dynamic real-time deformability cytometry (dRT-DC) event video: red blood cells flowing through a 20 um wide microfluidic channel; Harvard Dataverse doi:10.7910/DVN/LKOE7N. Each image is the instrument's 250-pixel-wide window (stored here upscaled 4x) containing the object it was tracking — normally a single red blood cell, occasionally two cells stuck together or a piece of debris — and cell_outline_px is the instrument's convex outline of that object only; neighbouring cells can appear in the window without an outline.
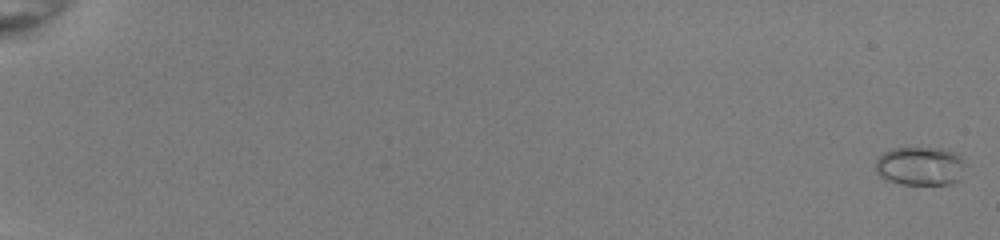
{"species": "common noctule bat (a hibernating species)", "species_latin": "Nyctalus noctula", "temperature_condition": "room temperature", "stored_images_in_passage": 54, "camera_frame_rate_fps": 3000, "um_per_image_px": 0.085, "animal": {"sex": "female", "body_mass_g": 22.0, "forearm_length_mm": 56.7}, "frame": {"image": 1, "passage_image": 1, "time_ms": 0.0, "image_size_px": [1000, 240], "cell_outline_px": [[968, 164], [960, 180], [952, 184], [900, 184], [884, 180], [876, 172], [876, 160], [884, 152], [892, 148], [940, 148], [952, 152], [960, 156]], "centroid_in_image_um": [78.25, 14.13], "position_along_channel_um": 6.7, "area_um2": 20.63}}
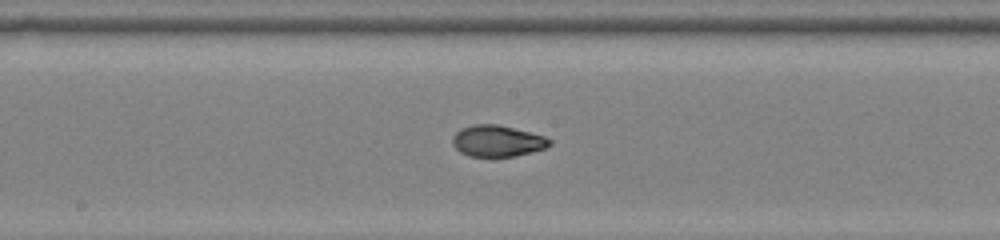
{"frame": {"image": 2, "passage_image": 32, "time_ms": 10.333, "image_size_px": [1000, 240], "cell_outline_px": [[552, 144], [544, 148], [516, 156], [468, 156], [460, 152], [452, 144], [452, 136], [460, 128], [472, 124], [500, 124], [544, 136], [552, 140]], "centroid_in_image_um": [42.25, 11.97], "position_along_channel_um": 206.0, "area_um2": 17.8}}
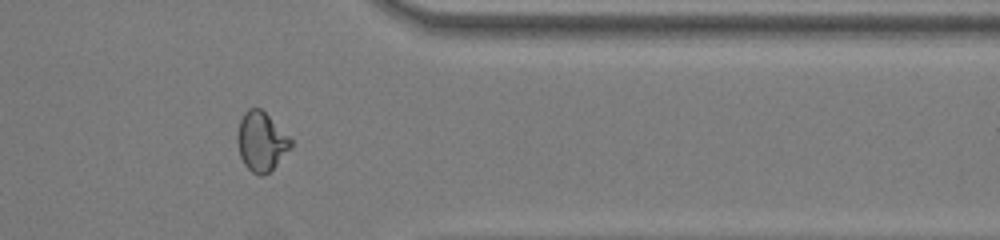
{"frame": {"image": 3, "passage_image": 46, "time_ms": 15.0, "image_size_px": [1000, 240], "cell_outline_px": [[292, 148], [268, 172], [260, 176], [252, 172], [244, 164], [240, 156], [236, 140], [236, 136], [240, 120], [244, 112], [248, 108], [260, 108], [292, 140]], "centroid_in_image_um": [22.18, 12.03], "position_along_channel_um": 389.2, "area_um2": 18.21}, "authors_computed_cell_mechanics": {"area_um2": 18.3226, "velocity_mm_per_s": 4.0336, "shape_relaxation_time_tau1_ms": null, "shape_relaxation_time_tau2_ms": 1.2445, "deformation_change_tau1": null, "deformation_change_tau2": 0.0464}}